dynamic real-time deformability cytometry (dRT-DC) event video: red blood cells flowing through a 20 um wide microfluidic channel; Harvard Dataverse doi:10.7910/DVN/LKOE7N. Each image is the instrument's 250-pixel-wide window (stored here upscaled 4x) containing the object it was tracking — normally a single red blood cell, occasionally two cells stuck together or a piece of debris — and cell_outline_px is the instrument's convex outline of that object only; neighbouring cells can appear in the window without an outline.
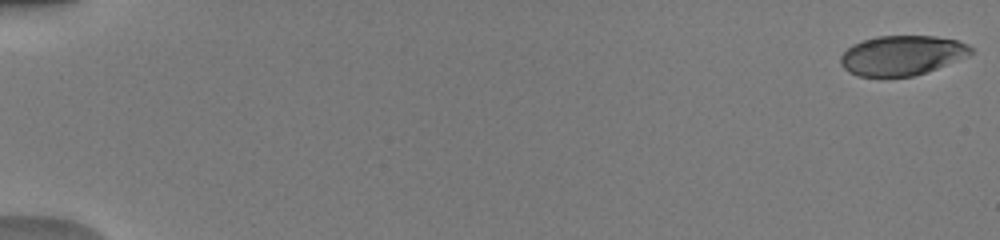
{"species": "human", "species_latin": "Homo sapiens", "temperature_condition": "warm", "stored_images_in_passage": 1, "camera_frame_rate_fps": 3000, "um_per_image_px": 0.085, "donor": {"sex": "male"}, "frame": {"image": 1, "passage_image": 1, "time_ms": 0.0, "image_size_px": [1000, 240], "cell_outline_px": [[956, 44], [928, 68], [920, 72], [904, 76], [868, 76], [848, 52], [852, 48], [860, 44], [872, 40], [892, 36], [920, 36], [952, 40]], "centroid_in_image_um": [76.46, 4.66], "position_along_channel_um": 8.5, "area_um2": 22.43}}